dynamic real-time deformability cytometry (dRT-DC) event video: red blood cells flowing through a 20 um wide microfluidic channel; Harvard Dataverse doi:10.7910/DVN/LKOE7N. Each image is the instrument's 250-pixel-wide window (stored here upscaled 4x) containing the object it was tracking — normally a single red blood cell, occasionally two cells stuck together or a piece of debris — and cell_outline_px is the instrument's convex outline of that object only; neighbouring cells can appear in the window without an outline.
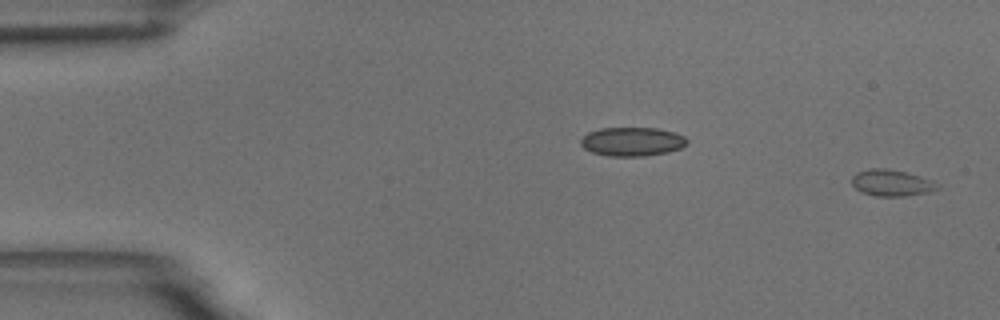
{"species": "common noctule bat (a hibernating species)", "species_latin": "Nyctalus noctula", "temperature_condition": "room temperature", "stored_images_in_passage": 11, "camera_frame_rate_fps": 3000, "um_per_image_px": 0.085, "animal": {"sex": "male", "body_mass_g": 18.8}, "frame": {"image": 1, "passage_image": 2, "time_ms": 0.333, "image_size_px": [1000, 320], "cell_outline_px": [[944, 188], [928, 192], [904, 196], [876, 196], [860, 192], [852, 184], [852, 176], [856, 172], [868, 168], [888, 168], [904, 172], [932, 180], [940, 184]], "centroid_in_image_um": [75.8, 15.54], "position_along_channel_um": 9.2, "area_um2": 13.35}}